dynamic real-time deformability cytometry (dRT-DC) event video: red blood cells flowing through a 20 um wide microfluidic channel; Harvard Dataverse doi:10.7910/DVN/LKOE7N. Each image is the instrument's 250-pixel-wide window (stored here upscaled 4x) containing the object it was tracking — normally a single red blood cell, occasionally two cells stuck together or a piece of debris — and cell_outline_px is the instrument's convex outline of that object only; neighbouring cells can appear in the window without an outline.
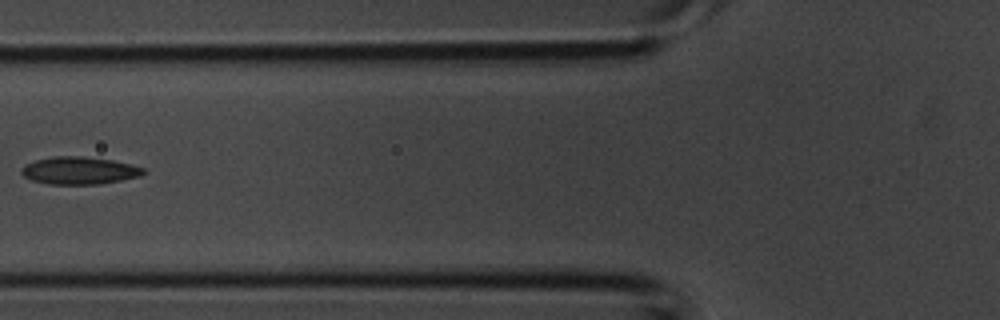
{"species": "common noctule bat (a hibernating species)", "species_latin": "Nyctalus noctula", "temperature_condition": "room temperature", "stored_images_in_passage": 5, "camera_frame_rate_fps": 3000, "um_per_image_px": 0.085, "animal": {"sex": "male", "body_mass_g": 20.1, "forearm_length_mm": 53.5}, "frame": {"image": 1, "passage_image": 5, "time_ms": 1.333, "image_size_px": [1000, 320], "cell_outline_px": [[148, 172], [140, 176], [100, 184], [48, 184], [32, 180], [24, 176], [20, 172], [28, 164], [36, 160], [56, 156], [80, 156], [112, 160], [132, 164], [144, 168]], "centroid_in_image_um": [6.8, 14.5], "position_along_channel_um": 119.0, "area_um2": 19.36}}